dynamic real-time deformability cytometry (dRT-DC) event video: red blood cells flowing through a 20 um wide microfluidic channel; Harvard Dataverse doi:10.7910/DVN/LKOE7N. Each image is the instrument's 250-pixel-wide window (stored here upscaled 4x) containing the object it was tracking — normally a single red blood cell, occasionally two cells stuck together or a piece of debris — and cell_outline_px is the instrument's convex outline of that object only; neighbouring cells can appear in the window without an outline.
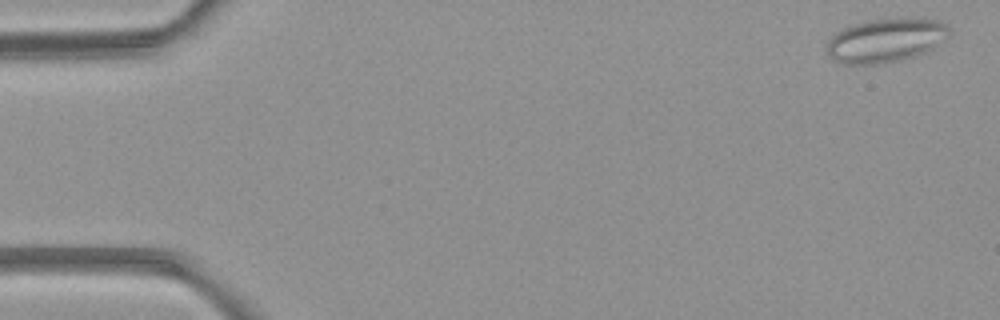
{"species": "common noctule bat (a hibernating species)", "species_latin": "Nyctalus noctula", "temperature_condition": "room temperature", "stored_images_in_passage": 4, "camera_frame_rate_fps": 3000, "um_per_image_px": 0.085, "animal": {"sex": "female", "body_mass_g": 21.9}, "frame": {"image": 1, "passage_image": 1, "time_ms": 0.0, "image_size_px": [1000, 320], "cell_outline_px": [[948, 36], [932, 48], [924, 52], [900, 60], [880, 64], [844, 64], [832, 60], [828, 56], [828, 40], [836, 32], [852, 24], [864, 20], [936, 20], [948, 24]], "centroid_in_image_um": [75.22, 3.46], "position_along_channel_um": 9.8, "area_um2": 30.58}}